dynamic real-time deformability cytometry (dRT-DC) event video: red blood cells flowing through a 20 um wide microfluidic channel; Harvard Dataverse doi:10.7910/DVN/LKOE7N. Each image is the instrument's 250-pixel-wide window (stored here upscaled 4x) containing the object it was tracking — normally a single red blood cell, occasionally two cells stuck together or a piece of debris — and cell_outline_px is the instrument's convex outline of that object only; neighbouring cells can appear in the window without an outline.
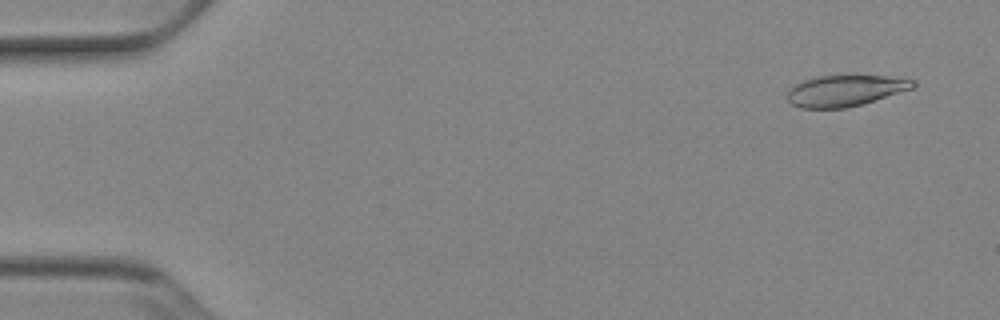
{"species": "Egyptian fruit bat (a non-hibernating species)", "species_latin": "Rousettus aegyptiacus", "temperature_condition": "cold", "stored_images_in_passage": 52, "camera_frame_rate_fps": 3000, "um_per_image_px": 0.085, "animal": {"sex": "female"}, "frame": {"image": 1, "passage_image": 3, "time_ms": 0.667, "image_size_px": [1000, 320], "cell_outline_px": [[916, 84], [912, 88], [860, 104], [844, 108], [800, 108], [792, 104], [788, 100], [788, 92], [796, 84], [804, 80], [816, 76], [888, 76], [916, 80]], "centroid_in_image_um": [71.82, 7.7], "position_along_channel_um": 13.2, "area_um2": 22.31}}
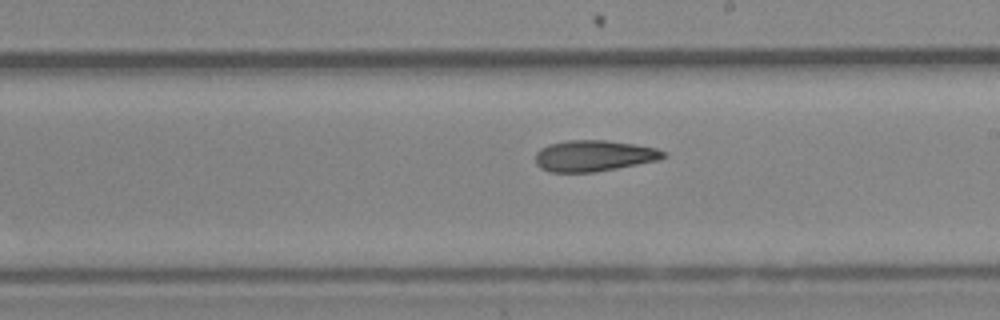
{"frame": {"image": 2, "passage_image": 30, "time_ms": 9.667, "image_size_px": [1000, 320], "cell_outline_px": [[668, 156], [660, 160], [596, 172], [548, 172], [540, 168], [536, 164], [536, 152], [540, 148], [548, 144], [568, 140], [608, 140], [636, 144], [656, 148], [664, 152]], "centroid_in_image_um": [50.48, 13.24], "position_along_channel_um": 238.5, "area_um2": 23.47}}
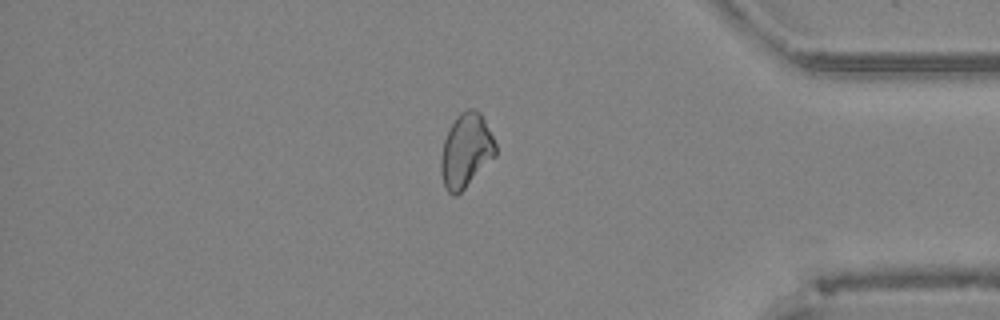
{"frame": {"image": 3, "passage_image": 44, "time_ms": 14.333, "image_size_px": [1000, 320], "cell_outline_px": [[496, 156], [456, 196], [452, 196], [444, 188], [440, 172], [440, 160], [444, 140], [456, 116], [460, 112], [468, 108], [472, 108], [480, 112], [496, 144]], "centroid_in_image_um": [39.59, 12.82], "position_along_channel_um": 395.6, "area_um2": 23.47}, "authors_computed_cell_mechanics": {"area_um2": 23.6113, "velocity_mm_per_s": 3.8981, "shape_relaxation_time_tau1_ms": null, "shape_relaxation_time_tau2_ms": 6.6512, "deformation_change_tau1": null, "deformation_change_tau2": 0.1486}}